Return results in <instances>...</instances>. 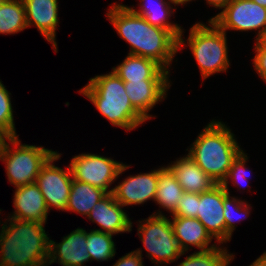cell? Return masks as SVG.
I'll return each mask as SVG.
<instances>
[{
  "label": "cell",
  "instance_id": "6da1fadb",
  "mask_svg": "<svg viewBox=\"0 0 266 266\" xmlns=\"http://www.w3.org/2000/svg\"><path fill=\"white\" fill-rule=\"evenodd\" d=\"M106 16L119 36L129 43L128 54L155 60L170 72V64L179 51L178 38L170 30L151 25L127 5L113 4Z\"/></svg>",
  "mask_w": 266,
  "mask_h": 266
},
{
  "label": "cell",
  "instance_id": "7a4b0ae2",
  "mask_svg": "<svg viewBox=\"0 0 266 266\" xmlns=\"http://www.w3.org/2000/svg\"><path fill=\"white\" fill-rule=\"evenodd\" d=\"M0 233V266H38L48 263L50 238L44 224L6 219ZM8 224V226H7Z\"/></svg>",
  "mask_w": 266,
  "mask_h": 266
},
{
  "label": "cell",
  "instance_id": "3957f363",
  "mask_svg": "<svg viewBox=\"0 0 266 266\" xmlns=\"http://www.w3.org/2000/svg\"><path fill=\"white\" fill-rule=\"evenodd\" d=\"M190 147L187 155L216 184L224 181L232 162L243 151L231 129L215 120L206 125Z\"/></svg>",
  "mask_w": 266,
  "mask_h": 266
},
{
  "label": "cell",
  "instance_id": "277c9868",
  "mask_svg": "<svg viewBox=\"0 0 266 266\" xmlns=\"http://www.w3.org/2000/svg\"><path fill=\"white\" fill-rule=\"evenodd\" d=\"M79 93L87 97L113 126L130 131L146 121L132 106L125 92L124 81L113 70L90 78Z\"/></svg>",
  "mask_w": 266,
  "mask_h": 266
},
{
  "label": "cell",
  "instance_id": "5b68a950",
  "mask_svg": "<svg viewBox=\"0 0 266 266\" xmlns=\"http://www.w3.org/2000/svg\"><path fill=\"white\" fill-rule=\"evenodd\" d=\"M208 24H194L187 39L204 80L215 73L227 72L230 66L226 32L213 21L208 20Z\"/></svg>",
  "mask_w": 266,
  "mask_h": 266
},
{
  "label": "cell",
  "instance_id": "8992f818",
  "mask_svg": "<svg viewBox=\"0 0 266 266\" xmlns=\"http://www.w3.org/2000/svg\"><path fill=\"white\" fill-rule=\"evenodd\" d=\"M20 144L18 136L7 137L0 144V160L5 162L8 181L16 188L34 183L41 168L57 153L42 146Z\"/></svg>",
  "mask_w": 266,
  "mask_h": 266
},
{
  "label": "cell",
  "instance_id": "52a82bcc",
  "mask_svg": "<svg viewBox=\"0 0 266 266\" xmlns=\"http://www.w3.org/2000/svg\"><path fill=\"white\" fill-rule=\"evenodd\" d=\"M139 222L138 235L152 263L162 266L164 263L175 262L185 254L179 248L170 219L162 212L158 210Z\"/></svg>",
  "mask_w": 266,
  "mask_h": 266
},
{
  "label": "cell",
  "instance_id": "ba28073f",
  "mask_svg": "<svg viewBox=\"0 0 266 266\" xmlns=\"http://www.w3.org/2000/svg\"><path fill=\"white\" fill-rule=\"evenodd\" d=\"M69 166L74 180L88 183L107 193H113V189H109L110 185L130 167L110 157L92 153L74 156Z\"/></svg>",
  "mask_w": 266,
  "mask_h": 266
},
{
  "label": "cell",
  "instance_id": "9c48e42d",
  "mask_svg": "<svg viewBox=\"0 0 266 266\" xmlns=\"http://www.w3.org/2000/svg\"><path fill=\"white\" fill-rule=\"evenodd\" d=\"M222 31L257 30L256 39L266 30V8L251 0H231L217 15L210 18Z\"/></svg>",
  "mask_w": 266,
  "mask_h": 266
},
{
  "label": "cell",
  "instance_id": "30bf717a",
  "mask_svg": "<svg viewBox=\"0 0 266 266\" xmlns=\"http://www.w3.org/2000/svg\"><path fill=\"white\" fill-rule=\"evenodd\" d=\"M60 157L61 154L58 152L53 155L41 168L35 181L43 194L48 210L54 207L64 211L68 204L73 177L69 165L65 170L54 165V161Z\"/></svg>",
  "mask_w": 266,
  "mask_h": 266
},
{
  "label": "cell",
  "instance_id": "8fae6325",
  "mask_svg": "<svg viewBox=\"0 0 266 266\" xmlns=\"http://www.w3.org/2000/svg\"><path fill=\"white\" fill-rule=\"evenodd\" d=\"M228 194L221 184L199 194L197 219L204 225L218 244L226 243L224 197Z\"/></svg>",
  "mask_w": 266,
  "mask_h": 266
},
{
  "label": "cell",
  "instance_id": "7c38bea8",
  "mask_svg": "<svg viewBox=\"0 0 266 266\" xmlns=\"http://www.w3.org/2000/svg\"><path fill=\"white\" fill-rule=\"evenodd\" d=\"M158 184V169L125 178L113 189L115 200L123 207L140 205L155 199Z\"/></svg>",
  "mask_w": 266,
  "mask_h": 266
},
{
  "label": "cell",
  "instance_id": "4fadbf2b",
  "mask_svg": "<svg viewBox=\"0 0 266 266\" xmlns=\"http://www.w3.org/2000/svg\"><path fill=\"white\" fill-rule=\"evenodd\" d=\"M124 211L126 210L115 200L113 193H108L92 207L87 217L103 229H95L96 231L111 235L127 233L132 231V222Z\"/></svg>",
  "mask_w": 266,
  "mask_h": 266
},
{
  "label": "cell",
  "instance_id": "5bb4252c",
  "mask_svg": "<svg viewBox=\"0 0 266 266\" xmlns=\"http://www.w3.org/2000/svg\"><path fill=\"white\" fill-rule=\"evenodd\" d=\"M90 260L85 229L73 230L60 243L50 239L48 265L58 262L62 266H83Z\"/></svg>",
  "mask_w": 266,
  "mask_h": 266
},
{
  "label": "cell",
  "instance_id": "9a60e30c",
  "mask_svg": "<svg viewBox=\"0 0 266 266\" xmlns=\"http://www.w3.org/2000/svg\"><path fill=\"white\" fill-rule=\"evenodd\" d=\"M124 86L132 106L149 120L153 117L148 113L158 102L166 98L171 84L169 80H143L124 81Z\"/></svg>",
  "mask_w": 266,
  "mask_h": 266
},
{
  "label": "cell",
  "instance_id": "2e32d148",
  "mask_svg": "<svg viewBox=\"0 0 266 266\" xmlns=\"http://www.w3.org/2000/svg\"><path fill=\"white\" fill-rule=\"evenodd\" d=\"M23 2L26 10L27 28L35 25L57 53L58 0H23Z\"/></svg>",
  "mask_w": 266,
  "mask_h": 266
},
{
  "label": "cell",
  "instance_id": "e0dca14e",
  "mask_svg": "<svg viewBox=\"0 0 266 266\" xmlns=\"http://www.w3.org/2000/svg\"><path fill=\"white\" fill-rule=\"evenodd\" d=\"M13 198L16 210L9 216L10 218L46 224L50 211L35 182L16 188Z\"/></svg>",
  "mask_w": 266,
  "mask_h": 266
},
{
  "label": "cell",
  "instance_id": "ac0fdd59",
  "mask_svg": "<svg viewBox=\"0 0 266 266\" xmlns=\"http://www.w3.org/2000/svg\"><path fill=\"white\" fill-rule=\"evenodd\" d=\"M172 218L174 236L182 252L188 251L190 245L196 246L199 251H206L217 246L216 243L209 246L214 238L197 218L181 216Z\"/></svg>",
  "mask_w": 266,
  "mask_h": 266
},
{
  "label": "cell",
  "instance_id": "d6986e66",
  "mask_svg": "<svg viewBox=\"0 0 266 266\" xmlns=\"http://www.w3.org/2000/svg\"><path fill=\"white\" fill-rule=\"evenodd\" d=\"M112 69L123 81L169 80L170 73L155 60L132 54Z\"/></svg>",
  "mask_w": 266,
  "mask_h": 266
},
{
  "label": "cell",
  "instance_id": "ffe728a7",
  "mask_svg": "<svg viewBox=\"0 0 266 266\" xmlns=\"http://www.w3.org/2000/svg\"><path fill=\"white\" fill-rule=\"evenodd\" d=\"M167 167L186 192L201 194L216 185V182L189 155L177 159Z\"/></svg>",
  "mask_w": 266,
  "mask_h": 266
},
{
  "label": "cell",
  "instance_id": "44dd1931",
  "mask_svg": "<svg viewBox=\"0 0 266 266\" xmlns=\"http://www.w3.org/2000/svg\"><path fill=\"white\" fill-rule=\"evenodd\" d=\"M138 10L129 7L135 14L142 16L148 23L163 29L170 30L178 38V49H183L185 40L183 39L182 27L179 24L169 22V18L174 13L175 8L170 6L167 0H140ZM143 2V3H142ZM173 9V10H171ZM183 45V46H182Z\"/></svg>",
  "mask_w": 266,
  "mask_h": 266
},
{
  "label": "cell",
  "instance_id": "7402d4cb",
  "mask_svg": "<svg viewBox=\"0 0 266 266\" xmlns=\"http://www.w3.org/2000/svg\"><path fill=\"white\" fill-rule=\"evenodd\" d=\"M107 194V192L98 187L73 179L65 211L87 216L92 207Z\"/></svg>",
  "mask_w": 266,
  "mask_h": 266
},
{
  "label": "cell",
  "instance_id": "603a6c76",
  "mask_svg": "<svg viewBox=\"0 0 266 266\" xmlns=\"http://www.w3.org/2000/svg\"><path fill=\"white\" fill-rule=\"evenodd\" d=\"M183 192V188L168 167L164 166L158 169V184L154 202L159 204L160 208H164L172 214L176 210Z\"/></svg>",
  "mask_w": 266,
  "mask_h": 266
},
{
  "label": "cell",
  "instance_id": "cb8c5ba5",
  "mask_svg": "<svg viewBox=\"0 0 266 266\" xmlns=\"http://www.w3.org/2000/svg\"><path fill=\"white\" fill-rule=\"evenodd\" d=\"M26 28V10L23 0H2L0 2V34H16Z\"/></svg>",
  "mask_w": 266,
  "mask_h": 266
},
{
  "label": "cell",
  "instance_id": "d4e9b609",
  "mask_svg": "<svg viewBox=\"0 0 266 266\" xmlns=\"http://www.w3.org/2000/svg\"><path fill=\"white\" fill-rule=\"evenodd\" d=\"M113 235L96 230L86 231L87 251L91 261H108L115 256L116 248Z\"/></svg>",
  "mask_w": 266,
  "mask_h": 266
},
{
  "label": "cell",
  "instance_id": "484cf974",
  "mask_svg": "<svg viewBox=\"0 0 266 266\" xmlns=\"http://www.w3.org/2000/svg\"><path fill=\"white\" fill-rule=\"evenodd\" d=\"M227 248L216 246L206 251H197L187 256L177 266H228L234 259Z\"/></svg>",
  "mask_w": 266,
  "mask_h": 266
},
{
  "label": "cell",
  "instance_id": "4316f807",
  "mask_svg": "<svg viewBox=\"0 0 266 266\" xmlns=\"http://www.w3.org/2000/svg\"><path fill=\"white\" fill-rule=\"evenodd\" d=\"M224 218L226 223V242L230 241L236 225L234 222L249 216L250 204L244 200L230 196V192L224 197ZM238 217V218H237ZM236 220V221H235Z\"/></svg>",
  "mask_w": 266,
  "mask_h": 266
},
{
  "label": "cell",
  "instance_id": "83f0119b",
  "mask_svg": "<svg viewBox=\"0 0 266 266\" xmlns=\"http://www.w3.org/2000/svg\"><path fill=\"white\" fill-rule=\"evenodd\" d=\"M11 93L0 81V131L6 137H17L13 109L11 104Z\"/></svg>",
  "mask_w": 266,
  "mask_h": 266
},
{
  "label": "cell",
  "instance_id": "f1b7e54d",
  "mask_svg": "<svg viewBox=\"0 0 266 266\" xmlns=\"http://www.w3.org/2000/svg\"><path fill=\"white\" fill-rule=\"evenodd\" d=\"M247 153H244L242 151L237 158L232 162V166L228 170V174L224 181L221 183V185L225 188V190L229 193V187H228V180L230 179L236 187L238 185L242 184H248V168L245 167V163L248 160V156L246 155Z\"/></svg>",
  "mask_w": 266,
  "mask_h": 266
},
{
  "label": "cell",
  "instance_id": "f546056e",
  "mask_svg": "<svg viewBox=\"0 0 266 266\" xmlns=\"http://www.w3.org/2000/svg\"><path fill=\"white\" fill-rule=\"evenodd\" d=\"M198 203L199 194L184 191L176 210L171 216L197 218Z\"/></svg>",
  "mask_w": 266,
  "mask_h": 266
},
{
  "label": "cell",
  "instance_id": "4dcf8cb0",
  "mask_svg": "<svg viewBox=\"0 0 266 266\" xmlns=\"http://www.w3.org/2000/svg\"><path fill=\"white\" fill-rule=\"evenodd\" d=\"M142 251L141 249H137L128 254L126 253L113 266H143Z\"/></svg>",
  "mask_w": 266,
  "mask_h": 266
},
{
  "label": "cell",
  "instance_id": "1f68e13d",
  "mask_svg": "<svg viewBox=\"0 0 266 266\" xmlns=\"http://www.w3.org/2000/svg\"><path fill=\"white\" fill-rule=\"evenodd\" d=\"M256 55L253 58V65L258 76L266 83V50L263 48H254Z\"/></svg>",
  "mask_w": 266,
  "mask_h": 266
},
{
  "label": "cell",
  "instance_id": "d6a6232c",
  "mask_svg": "<svg viewBox=\"0 0 266 266\" xmlns=\"http://www.w3.org/2000/svg\"><path fill=\"white\" fill-rule=\"evenodd\" d=\"M207 3L215 8H221L223 10V8H225L228 3L231 1V0H206Z\"/></svg>",
  "mask_w": 266,
  "mask_h": 266
},
{
  "label": "cell",
  "instance_id": "836d02e7",
  "mask_svg": "<svg viewBox=\"0 0 266 266\" xmlns=\"http://www.w3.org/2000/svg\"><path fill=\"white\" fill-rule=\"evenodd\" d=\"M255 43V48H263L266 50V30L258 37Z\"/></svg>",
  "mask_w": 266,
  "mask_h": 266
},
{
  "label": "cell",
  "instance_id": "e575fe53",
  "mask_svg": "<svg viewBox=\"0 0 266 266\" xmlns=\"http://www.w3.org/2000/svg\"><path fill=\"white\" fill-rule=\"evenodd\" d=\"M249 266H266V251Z\"/></svg>",
  "mask_w": 266,
  "mask_h": 266
},
{
  "label": "cell",
  "instance_id": "d590c367",
  "mask_svg": "<svg viewBox=\"0 0 266 266\" xmlns=\"http://www.w3.org/2000/svg\"><path fill=\"white\" fill-rule=\"evenodd\" d=\"M190 1H192V0H168L167 2L170 4H173V5H175V6H177V5H184V4H186V3H188V2H190Z\"/></svg>",
  "mask_w": 266,
  "mask_h": 266
},
{
  "label": "cell",
  "instance_id": "8d00e7d4",
  "mask_svg": "<svg viewBox=\"0 0 266 266\" xmlns=\"http://www.w3.org/2000/svg\"><path fill=\"white\" fill-rule=\"evenodd\" d=\"M251 1L256 2L257 4L266 8V0H251Z\"/></svg>",
  "mask_w": 266,
  "mask_h": 266
},
{
  "label": "cell",
  "instance_id": "74e56055",
  "mask_svg": "<svg viewBox=\"0 0 266 266\" xmlns=\"http://www.w3.org/2000/svg\"><path fill=\"white\" fill-rule=\"evenodd\" d=\"M7 137L0 131V144L6 139Z\"/></svg>",
  "mask_w": 266,
  "mask_h": 266
},
{
  "label": "cell",
  "instance_id": "f35d334b",
  "mask_svg": "<svg viewBox=\"0 0 266 266\" xmlns=\"http://www.w3.org/2000/svg\"><path fill=\"white\" fill-rule=\"evenodd\" d=\"M38 266H49L48 264L38 265Z\"/></svg>",
  "mask_w": 266,
  "mask_h": 266
}]
</instances>
